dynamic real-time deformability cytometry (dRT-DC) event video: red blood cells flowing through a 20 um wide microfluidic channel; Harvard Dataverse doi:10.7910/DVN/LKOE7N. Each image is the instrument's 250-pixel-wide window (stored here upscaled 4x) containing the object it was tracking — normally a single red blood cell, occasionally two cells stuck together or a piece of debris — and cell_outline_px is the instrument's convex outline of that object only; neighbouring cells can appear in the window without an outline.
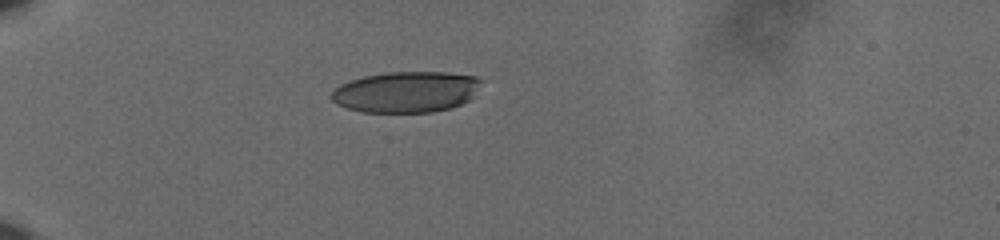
{"species": "human", "species_latin": "Homo sapiens", "temperature_condition": "cold", "stored_images_in_passage": 41, "camera_frame_rate_fps": 3000, "um_per_image_px": 0.085, "donor": {"sex": "male"}, "frame": {"image": 1, "passage_image": 1, "time_ms": 0.0, "image_size_px": [1000, 240], "cell_outline_px": [[480, 80], [468, 100], [452, 108], [432, 112], [360, 112], [336, 104], [328, 96], [340, 84], [364, 76], [388, 72], [448, 72], [476, 76]], "centroid_in_image_um": [34.46, 7.82], "position_along_channel_um": 50.5, "area_um2": 35.55}}
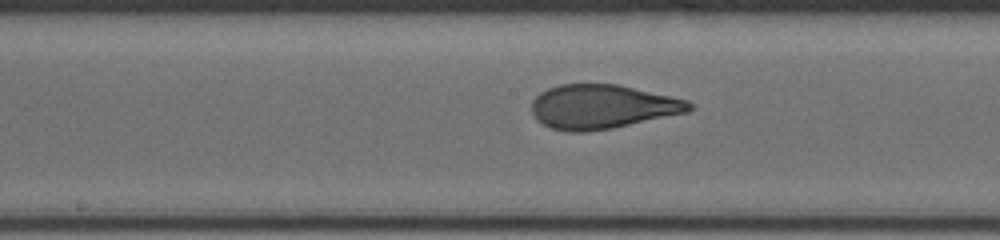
{"frame": {"image": 2, "passage_image": 16, "time_ms": 5.0, "image_size_px": [1000, 240], "cell_outline_px": [[692, 108], [688, 112], [612, 128], [584, 132], [568, 132], [552, 128], [544, 124], [532, 112], [532, 100], [540, 92], [548, 88], [560, 84], [616, 84], [672, 96], [688, 100], [692, 104]], "centroid_in_image_um": [51.2, 9.06], "position_along_channel_um": 197.0, "area_um2": 40.29}}
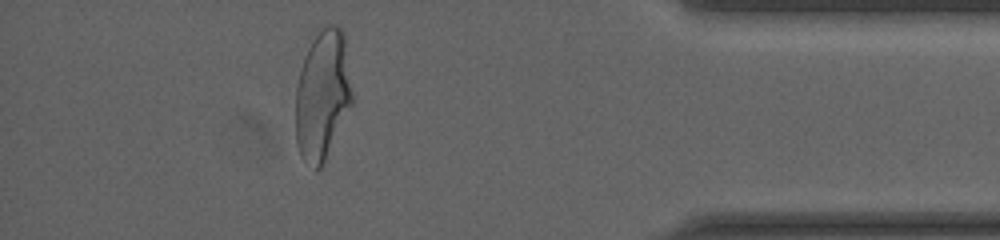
{"frame": {"image": 3, "passage_image": 36, "time_ms": 11.667, "image_size_px": [1000, 240], "cell_outline_px": [[352, 104], [320, 168], [316, 172], [300, 156], [296, 144], [296, 88], [300, 68], [304, 56], [312, 40], [320, 28], [328, 24], [336, 24], [344, 32], [352, 92]], "centroid_in_image_um": [27.4, 8.05], "position_along_channel_um": 407.8, "area_um2": 42.77}, "authors_computed_cell_mechanics": {"area_um2": 40.9802, "velocity_mm_per_s": 3.6246, "shape_relaxation_time_tau1_ms": 5.4058, "shape_relaxation_time_tau2_ms": 0.6974, "deformation_change_tau1": 0.2055, "deformation_change_tau2": 0.0775}}